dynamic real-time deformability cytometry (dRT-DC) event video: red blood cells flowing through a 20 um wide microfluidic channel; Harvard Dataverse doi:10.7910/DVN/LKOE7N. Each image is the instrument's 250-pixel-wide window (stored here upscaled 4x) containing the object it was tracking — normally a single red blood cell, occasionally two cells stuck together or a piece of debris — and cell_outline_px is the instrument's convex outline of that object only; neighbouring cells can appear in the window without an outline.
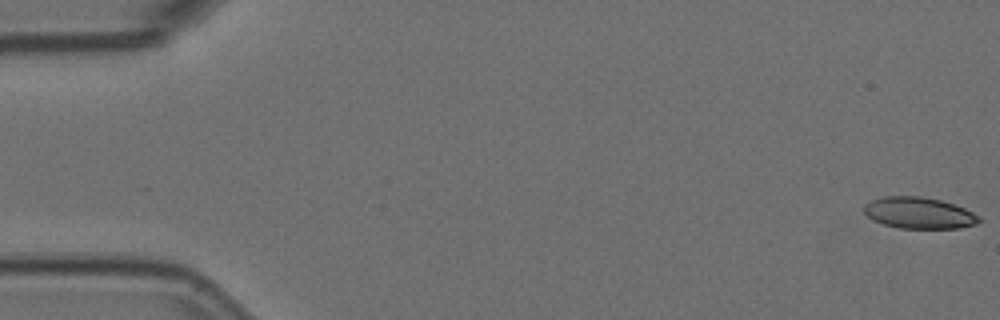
{"species": "Egyptian fruit bat (a non-hibernating species)", "species_latin": "Rousettus aegyptiacus", "temperature_condition": "room temperature", "stored_images_in_passage": 57, "camera_frame_rate_fps": 3000, "um_per_image_px": 0.085, "animal": {"sex": "female"}, "frame": {"image": 1, "passage_image": 1, "time_ms": 0.0, "image_size_px": [1000, 320], "cell_outline_px": [[980, 220], [976, 224], [960, 228], [900, 228], [884, 224], [872, 220], [864, 212], [864, 204], [872, 200], [884, 196], [920, 196], [940, 200], [956, 204], [980, 216]], "centroid_in_image_um": [78.11, 18.09], "position_along_channel_um": 6.9, "area_um2": 21.04}}
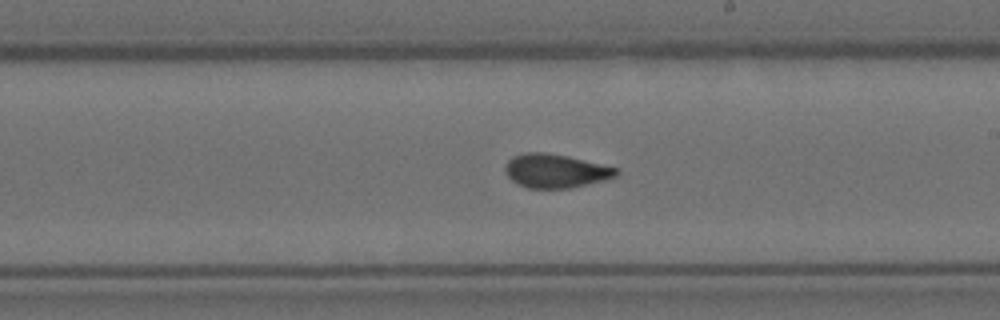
{"frame": {"image": 2, "passage_image": 33, "time_ms": 10.667, "image_size_px": [1000, 320], "cell_outline_px": [[620, 172], [616, 176], [604, 180], [572, 188], [528, 188], [512, 180], [504, 172], [504, 168], [508, 160], [512, 156], [528, 152], [544, 152], [568, 156], [620, 168]], "centroid_in_image_um": [47.25, 14.52], "position_along_channel_um": 241.8, "area_um2": 21.96}}
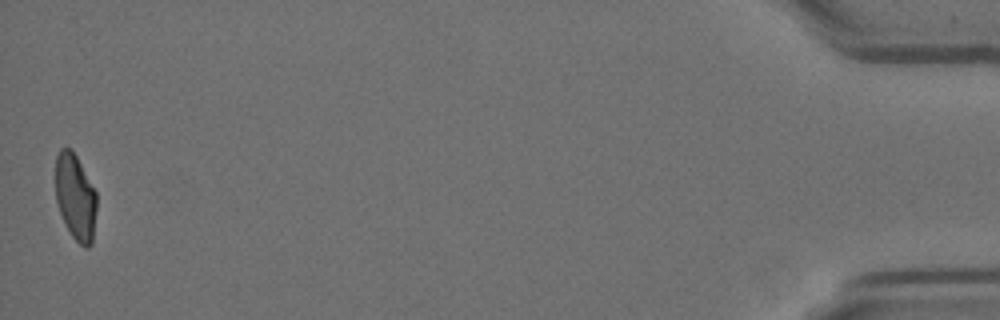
{"frame": {"image": 3, "passage_image": 57, "time_ms": 18.667, "image_size_px": [1000, 320], "cell_outline_px": [[96, 212], [92, 244], [88, 248], [84, 248], [72, 236], [60, 212], [56, 200], [56, 156], [60, 148], [68, 148], [76, 156], [96, 192]], "centroid_in_image_um": [6.42, 16.78], "position_along_channel_um": 428.8, "area_um2": 20.35}, "authors_computed_cell_mechanics": {"area_um2": 21.675, "velocity_mm_per_s": 3.5486, "shape_relaxation_time_tau1_ms": 10.3988, "shape_relaxation_time_tau2_ms": 1.5766, "deformation_change_tau1": 0.2298, "deformation_change_tau2": 0.0746}}